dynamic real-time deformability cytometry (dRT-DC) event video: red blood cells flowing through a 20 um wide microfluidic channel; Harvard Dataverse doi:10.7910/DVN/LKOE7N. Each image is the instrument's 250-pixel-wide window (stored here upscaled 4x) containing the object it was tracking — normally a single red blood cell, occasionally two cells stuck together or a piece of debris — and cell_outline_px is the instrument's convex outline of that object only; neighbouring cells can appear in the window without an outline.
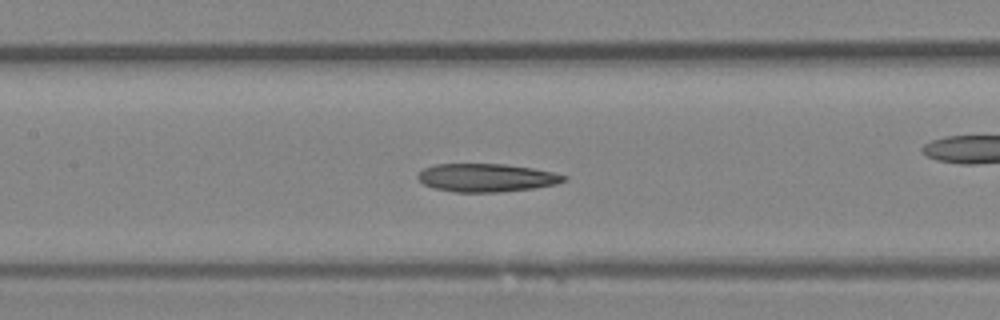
{"species": "Egyptian fruit bat (a non-hibernating species)", "species_latin": "Rousettus aegyptiacus", "temperature_condition": "room temperature", "stored_images_in_passage": 43, "camera_frame_rate_fps": 3000, "um_per_image_px": 0.085, "animal": {"sex": "female"}, "frame": {"image": 1, "passage_image": 19, "time_ms": 6.0, "image_size_px": [1000, 320], "cell_outline_px": [[568, 180], [556, 184], [536, 188], [500, 192], [456, 192], [436, 188], [424, 184], [416, 176], [424, 168], [436, 164], [504, 164], [532, 168], [552, 172], [568, 176]], "centroid_in_image_um": [41.4, 15.11], "position_along_channel_um": 166.0, "area_um2": 23.93}}